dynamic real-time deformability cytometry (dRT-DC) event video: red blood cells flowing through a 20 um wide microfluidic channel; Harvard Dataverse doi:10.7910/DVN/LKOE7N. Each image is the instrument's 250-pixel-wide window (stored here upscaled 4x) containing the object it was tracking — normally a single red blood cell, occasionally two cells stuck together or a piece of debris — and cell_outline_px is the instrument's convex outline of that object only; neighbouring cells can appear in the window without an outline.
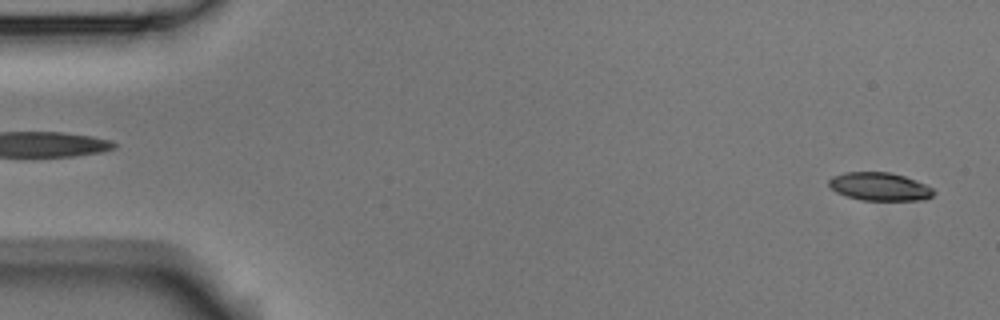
{"species": "Egyptian fruit bat (a non-hibernating species)", "species_latin": "Rousettus aegyptiacus", "temperature_condition": "room temperature", "stored_images_in_passage": 47, "camera_frame_rate_fps": 3000, "um_per_image_px": 0.085, "animal": {"sex": "male"}, "frame": {"image": 1, "passage_image": 2, "time_ms": 0.333, "image_size_px": [1000, 320], "cell_outline_px": [[936, 192], [932, 196], [924, 200], [860, 200], [836, 192], [828, 184], [828, 180], [832, 176], [844, 172], [888, 172], [904, 176], [924, 184], [932, 188]], "centroid_in_image_um": [74.75, 15.86], "position_along_channel_um": 10.2, "area_um2": 17.11}}
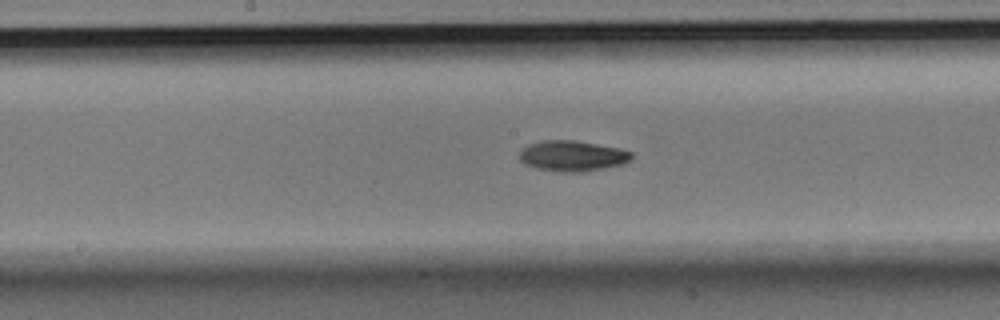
{"frame": {"image": 2, "passage_image": 27, "time_ms": 8.667, "image_size_px": [1000, 320], "cell_outline_px": [[632, 160], [620, 164], [580, 172], [564, 172], [536, 168], [524, 164], [520, 160], [520, 152], [528, 144], [540, 140], [572, 140], [620, 148], [632, 152]], "centroid_in_image_um": [48.63, 13.24], "position_along_channel_um": 199.6, "area_um2": 19.77}}
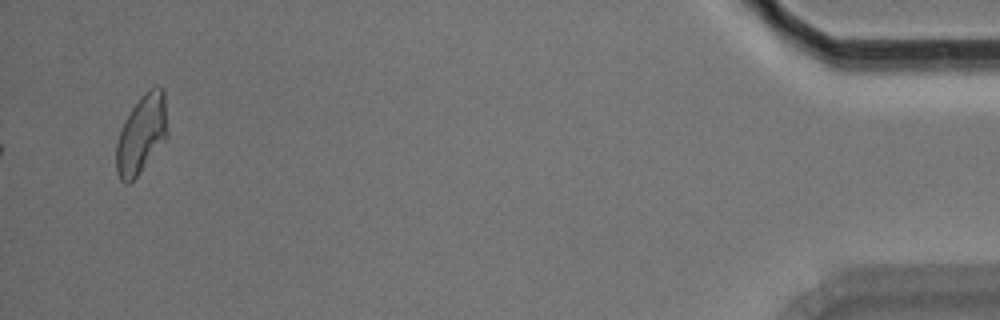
{"frame": {"image": 3, "passage_image": 45, "time_ms": 14.667, "image_size_px": [1000, 320], "cell_outline_px": [[168, 136], [140, 172], [128, 184], [124, 184], [120, 180], [116, 172], [116, 144], [124, 120], [132, 108], [144, 92], [148, 88], [164, 88], [168, 132]], "centroid_in_image_um": [12.03, 11.41], "position_along_channel_um": 423.2, "area_um2": 23.41}, "authors_computed_cell_mechanics": {"area_um2": 19.0162, "velocity_mm_per_s": 3.7741, "shape_relaxation_time_tau1_ms": 4.8624, "shape_relaxation_time_tau2_ms": 7.8733, "deformation_change_tau1": 0.1728, "deformation_change_tau2": 0.1401}}